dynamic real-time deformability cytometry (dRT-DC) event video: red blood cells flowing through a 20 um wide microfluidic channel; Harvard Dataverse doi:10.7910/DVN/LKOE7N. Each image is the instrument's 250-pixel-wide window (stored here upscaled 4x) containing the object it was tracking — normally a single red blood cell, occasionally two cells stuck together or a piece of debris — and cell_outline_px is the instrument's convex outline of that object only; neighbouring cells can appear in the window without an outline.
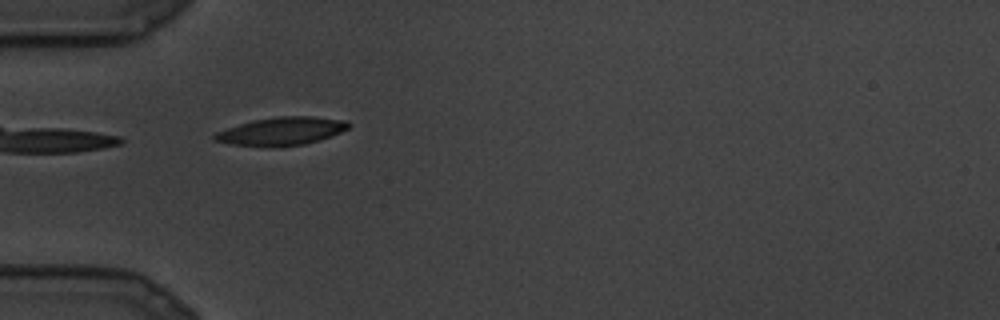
{"species": "common noctule bat (a hibernating species)", "species_latin": "Nyctalus noctula", "temperature_condition": "cold", "stored_images_in_passage": 17, "camera_frame_rate_fps": 3000, "um_per_image_px": 0.085, "animal": {"sex": "male", "body_mass_g": 19.5, "forearm_length_mm": 54.6}, "frame": {"image": 1, "passage_image": 1, "time_ms": 0.0, "image_size_px": [1000, 320], "cell_outline_px": [[352, 124], [348, 128], [332, 136], [320, 140], [304, 144], [232, 144], [216, 140], [212, 136], [216, 132], [252, 120], [276, 116], [312, 116], [348, 120]], "centroid_in_image_um": [24.03, 11.09], "position_along_channel_um": 61.0, "area_um2": 21.1}}
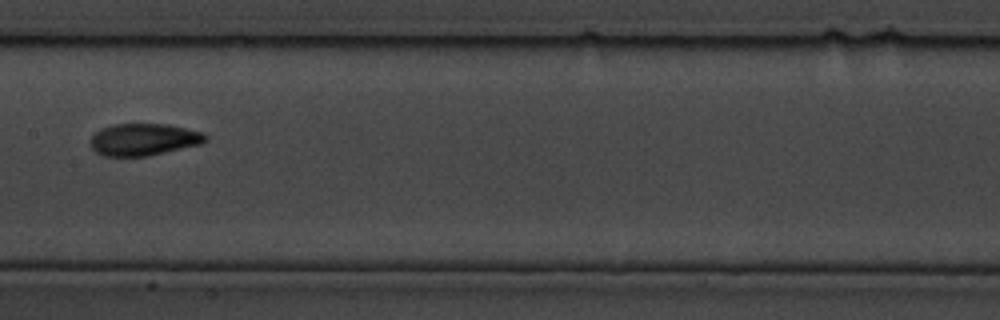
{"frame": {"image": 2, "passage_image": 6, "time_ms": 1.667, "image_size_px": [1000, 320], "cell_outline_px": [[208, 140], [200, 144], [148, 156], [104, 156], [96, 152], [92, 148], [88, 140], [100, 128], [116, 124], [168, 124], [204, 132], [208, 136]], "centroid_in_image_um": [12.21, 11.85], "position_along_channel_um": 195.2, "area_um2": 21.62}}
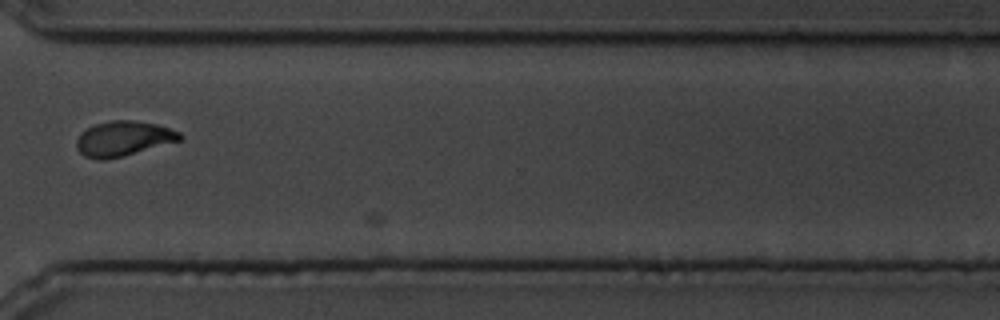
{"frame": {"image": 3, "passage_image": 13, "time_ms": 4.0, "image_size_px": [1000, 320], "cell_outline_px": [[184, 136], [180, 140], [124, 156], [104, 160], [100, 160], [84, 156], [76, 148], [76, 140], [88, 128], [96, 124], [112, 120], [132, 120], [156, 124], [180, 132]], "centroid_in_image_um": [10.49, 11.79], "position_along_channel_um": 360.1, "area_um2": 20.81}}